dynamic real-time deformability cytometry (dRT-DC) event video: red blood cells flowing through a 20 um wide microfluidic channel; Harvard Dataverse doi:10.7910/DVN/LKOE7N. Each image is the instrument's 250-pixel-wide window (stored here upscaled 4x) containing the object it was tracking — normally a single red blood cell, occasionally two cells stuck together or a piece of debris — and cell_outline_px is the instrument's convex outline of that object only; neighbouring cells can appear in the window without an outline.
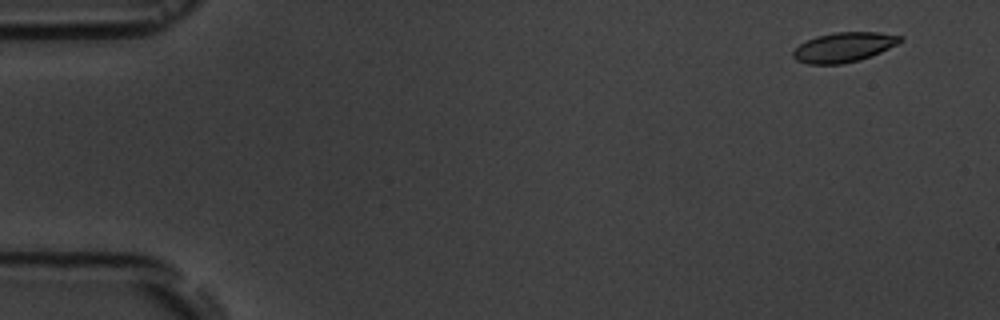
{"species": "common noctule bat (a hibernating species)", "species_latin": "Nyctalus noctula", "temperature_condition": "room temperature", "stored_images_in_passage": 5, "camera_frame_rate_fps": 3000, "um_per_image_px": 0.085, "animal": {"sex": "male", "body_mass_g": 19.5, "forearm_length_mm": 54.6}, "frame": {"image": 1, "passage_image": 1, "time_ms": 0.0, "image_size_px": [1000, 320], "cell_outline_px": [[904, 40], [872, 56], [860, 60], [840, 64], [808, 64], [796, 60], [792, 56], [792, 52], [800, 44], [816, 36], [836, 32], [880, 32], [904, 36]], "centroid_in_image_um": [71.74, 4.01], "position_along_channel_um": 13.3, "area_um2": 18.55}}